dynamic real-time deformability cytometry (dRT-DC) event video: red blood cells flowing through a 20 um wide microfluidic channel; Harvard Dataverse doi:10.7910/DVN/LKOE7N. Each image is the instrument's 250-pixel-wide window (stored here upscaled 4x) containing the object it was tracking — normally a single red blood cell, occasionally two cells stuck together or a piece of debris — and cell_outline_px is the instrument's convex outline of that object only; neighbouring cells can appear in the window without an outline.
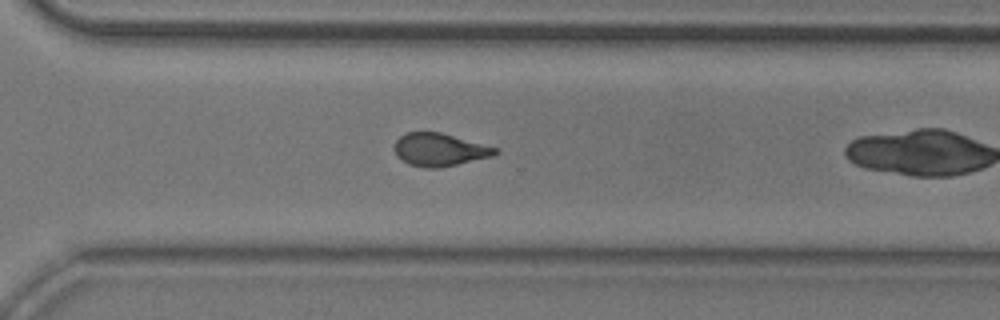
{"species": "common noctule bat (a hibernating species)", "species_latin": "Nyctalus noctula", "temperature_condition": "room temperature", "stored_images_in_passage": 25, "camera_frame_rate_fps": 3000, "um_per_image_px": 0.085, "animal": {"sex": "male", "body_mass_g": 20.5, "forearm_length_mm": 52.5}, "frame": {"image": 1, "passage_image": 24, "time_ms": 7.667, "image_size_px": [1000, 320], "cell_outline_px": [[500, 152], [492, 156], [456, 164], [436, 168], [424, 168], [408, 164], [396, 156], [396, 140], [404, 132], [440, 132], [500, 148]], "centroid_in_image_um": [37.38, 12.71], "position_along_channel_um": 333.2, "area_um2": 19.25}}